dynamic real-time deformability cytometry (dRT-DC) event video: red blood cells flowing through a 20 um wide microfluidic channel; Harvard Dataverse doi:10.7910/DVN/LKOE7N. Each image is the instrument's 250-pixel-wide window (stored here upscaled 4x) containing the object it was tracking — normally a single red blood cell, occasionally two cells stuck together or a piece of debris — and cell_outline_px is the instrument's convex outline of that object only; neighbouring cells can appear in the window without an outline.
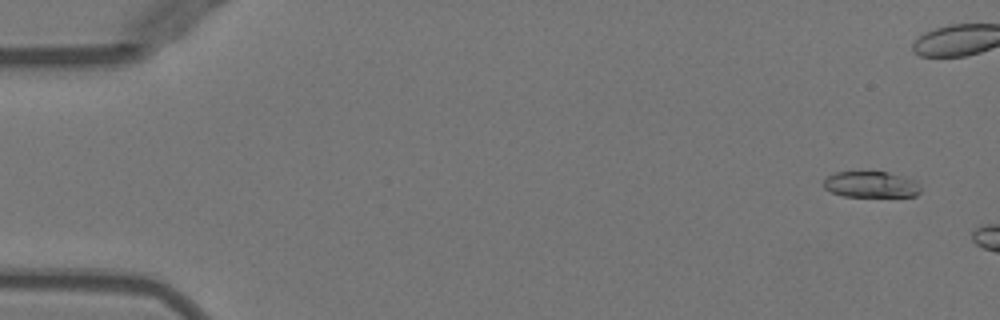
{"species": "Egyptian fruit bat (a non-hibernating species)", "species_latin": "Rousettus aegyptiacus", "temperature_condition": "warm", "stored_images_in_passage": 8, "camera_frame_rate_fps": 3000, "um_per_image_px": 0.085, "animal": {"sex": "female"}, "frame": {"image": 1, "passage_image": 3, "time_ms": 0.667, "image_size_px": [1000, 320], "cell_outline_px": [[920, 192], [916, 196], [844, 196], [832, 192], [824, 188], [824, 180], [828, 176], [836, 172], [888, 172], [916, 180], [920, 184]], "centroid_in_image_um": [74.06, 15.68], "position_along_channel_um": 10.9, "area_um2": 14.68}}